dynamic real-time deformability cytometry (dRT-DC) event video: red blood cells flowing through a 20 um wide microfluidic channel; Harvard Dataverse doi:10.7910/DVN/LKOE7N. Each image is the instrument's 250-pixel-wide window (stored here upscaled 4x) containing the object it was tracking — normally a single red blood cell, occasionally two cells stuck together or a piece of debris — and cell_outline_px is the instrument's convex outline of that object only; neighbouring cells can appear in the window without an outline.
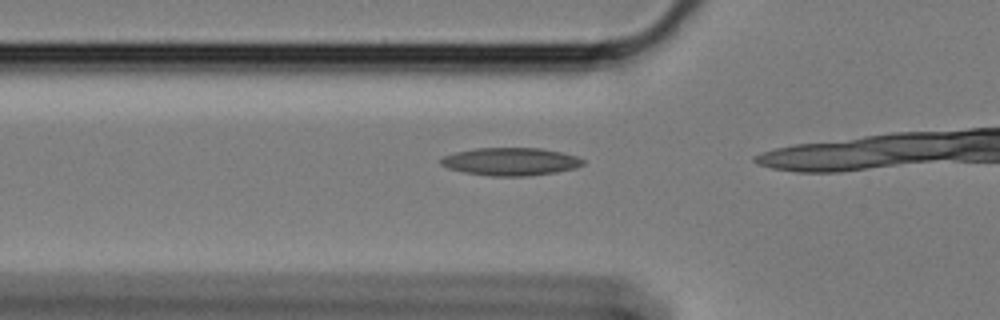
{"species": "Egyptian fruit bat (a non-hibernating species)", "species_latin": "Rousettus aegyptiacus", "temperature_condition": "cold", "stored_images_in_passage": 17, "camera_frame_rate_fps": 3000, "um_per_image_px": 0.085, "animal": {"sex": "female"}, "frame": {"image": 1, "passage_image": 13, "time_ms": 4.0, "image_size_px": [1000, 320], "cell_outline_px": [[584, 164], [576, 168], [556, 172], [524, 176], [492, 176], [464, 172], [448, 168], [440, 164], [440, 160], [444, 156], [456, 152], [476, 148], [540, 148], [560, 152], [576, 156], [584, 160]], "centroid_in_image_um": [43.4, 13.73], "position_along_channel_um": 82.4, "area_um2": 22.89}}
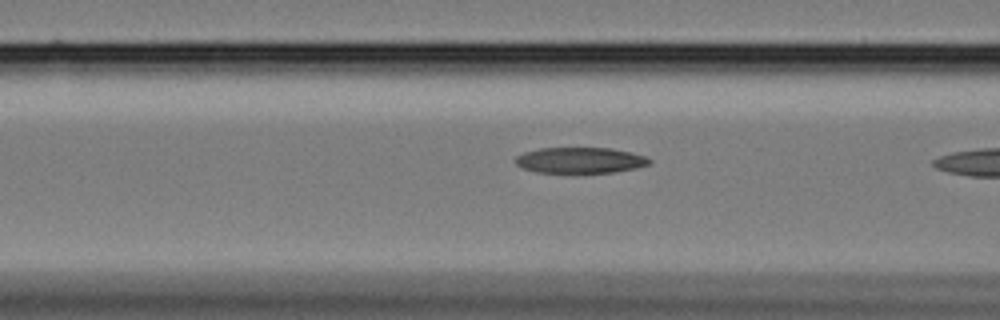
{"frame": {"image": 2, "passage_image": 16, "time_ms": 5.0, "image_size_px": [1000, 320], "cell_outline_px": [[652, 160], [648, 164], [636, 168], [616, 172], [572, 176], [536, 172], [524, 168], [516, 164], [512, 160], [516, 156], [524, 152], [540, 148], [612, 148], [632, 152], [644, 156]], "centroid_in_image_um": [49.27, 13.67], "position_along_channel_um": 117.3, "area_um2": 21.27}}